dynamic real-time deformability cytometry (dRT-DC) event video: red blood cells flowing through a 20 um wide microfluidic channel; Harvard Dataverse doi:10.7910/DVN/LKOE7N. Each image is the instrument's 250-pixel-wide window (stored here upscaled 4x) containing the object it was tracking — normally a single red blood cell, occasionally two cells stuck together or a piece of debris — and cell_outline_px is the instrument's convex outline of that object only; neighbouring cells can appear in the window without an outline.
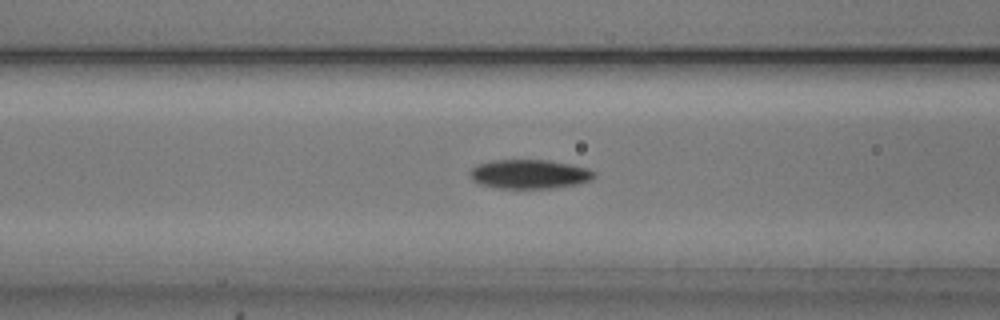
{"species": "common noctule bat (a hibernating species)", "species_latin": "Nyctalus noctula", "temperature_condition": "cold", "stored_images_in_passage": 43, "camera_frame_rate_fps": 3000, "um_per_image_px": 0.085, "animal": {"sex": "male", "body_mass_g": 20.5, "forearm_length_mm": 52.5}, "frame": {"image": 1, "passage_image": 11, "time_ms": 3.333, "image_size_px": [1000, 320], "cell_outline_px": [[596, 176], [592, 180], [576, 184], [552, 188], [496, 188], [480, 184], [472, 180], [468, 172], [476, 164], [492, 160], [548, 160], [588, 168], [596, 172]], "centroid_in_image_um": [44.98, 14.8], "position_along_channel_um": 121.6, "area_um2": 21.21}}
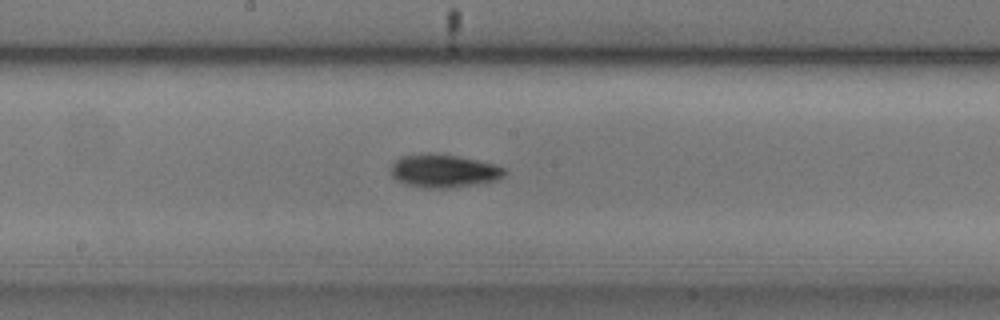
{"frame": {"image": 2, "passage_image": 18, "time_ms": 5.667, "image_size_px": [1000, 320], "cell_outline_px": [[508, 172], [504, 176], [496, 180], [448, 188], [428, 188], [408, 184], [396, 180], [392, 176], [392, 164], [400, 156], [456, 156], [496, 164], [504, 168]], "centroid_in_image_um": [37.77, 14.56], "position_along_channel_um": 210.4, "area_um2": 20.98}}
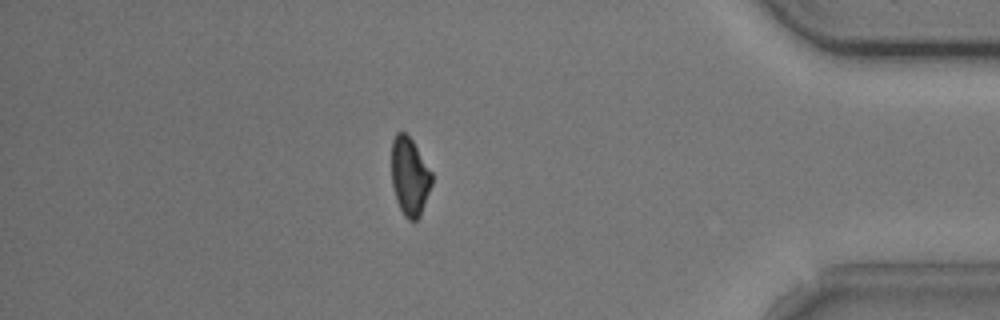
{"frame": {"image": 3, "passage_image": 36, "time_ms": 11.667, "image_size_px": [1000, 320], "cell_outline_px": [[432, 184], [420, 216], [416, 220], [408, 220], [404, 216], [396, 200], [392, 184], [392, 140], [396, 132], [404, 132], [412, 140], [432, 172]], "centroid_in_image_um": [34.82, 15.0], "position_along_channel_um": 400.4, "area_um2": 18.26}, "authors_computed_cell_mechanics": {"area_um2": 20.23, "velocity_mm_per_s": 3.794, "shape_relaxation_time_tau1_ms": 2.3376, "shape_relaxation_time_tau2_ms": null, "deformation_change_tau1": 0.1073, "deformation_change_tau2": null}}